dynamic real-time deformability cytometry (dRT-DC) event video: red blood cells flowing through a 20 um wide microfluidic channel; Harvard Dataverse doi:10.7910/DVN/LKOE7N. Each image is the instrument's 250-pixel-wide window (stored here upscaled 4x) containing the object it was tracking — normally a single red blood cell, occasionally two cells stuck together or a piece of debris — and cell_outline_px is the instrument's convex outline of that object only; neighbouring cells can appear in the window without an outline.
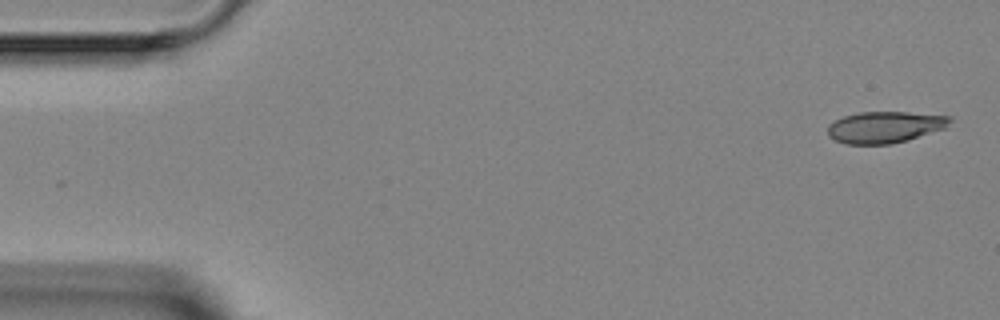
{"species": "Egyptian fruit bat (a non-hibernating species)", "species_latin": "Rousettus aegyptiacus", "temperature_condition": "room temperature", "stored_images_in_passage": 5, "camera_frame_rate_fps": 3000, "um_per_image_px": 0.085, "animal": {"sex": "female"}, "frame": {"image": 1, "passage_image": 1, "time_ms": 0.0, "image_size_px": [1000, 320], "cell_outline_px": [[952, 120], [944, 128], [908, 140], [892, 144], [844, 144], [828, 136], [828, 124], [844, 116], [860, 112], [908, 112], [952, 116]], "centroid_in_image_um": [75.21, 10.8], "position_along_channel_um": 9.8, "area_um2": 22.43}}
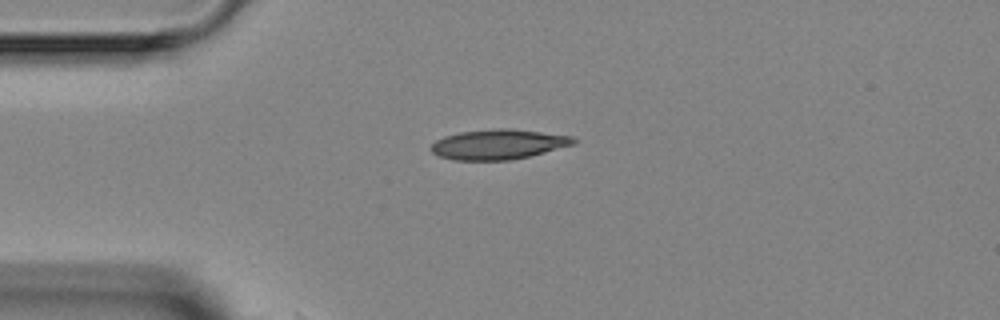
{"frame": {"image": 2, "passage_image": 4, "time_ms": 3.333, "image_size_px": [1000, 320], "cell_outline_px": [[580, 140], [576, 144], [528, 156], [508, 160], [452, 160], [440, 156], [432, 152], [432, 144], [436, 140], [444, 136], [460, 132], [500, 128], [508, 128], [572, 136]], "centroid_in_image_um": [42.39, 12.27], "position_along_channel_um": 42.6, "area_um2": 24.74}}